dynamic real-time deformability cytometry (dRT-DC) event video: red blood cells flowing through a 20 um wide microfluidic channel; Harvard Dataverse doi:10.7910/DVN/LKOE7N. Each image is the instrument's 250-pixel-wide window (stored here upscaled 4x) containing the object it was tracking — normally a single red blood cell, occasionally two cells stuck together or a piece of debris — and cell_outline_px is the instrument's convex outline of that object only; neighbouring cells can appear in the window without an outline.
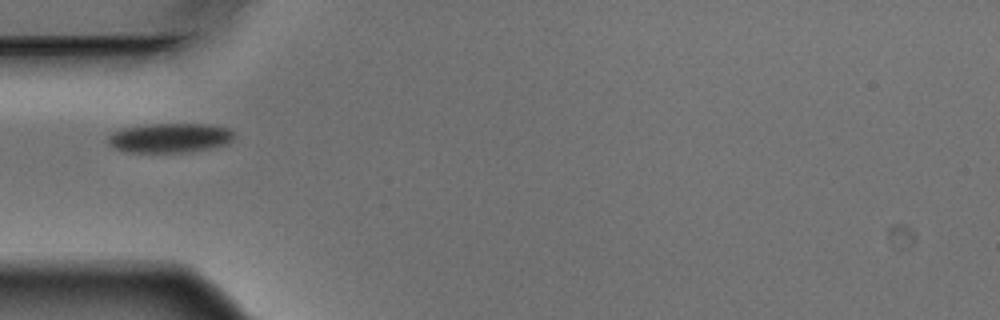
{"species": "Egyptian fruit bat (a non-hibernating species)", "species_latin": "Rousettus aegyptiacus", "temperature_condition": "warm", "stored_images_in_passage": 6, "camera_frame_rate_fps": 3000, "um_per_image_px": 0.085, "animal": {"sex": "male"}, "frame": {"image": 1, "passage_image": 4, "time_ms": 1.0, "image_size_px": [1000, 320], "cell_outline_px": [[236, 136], [228, 144], [192, 152], [128, 152], [116, 148], [108, 144], [108, 136], [112, 132], [124, 128], [144, 124], [208, 124], [228, 128]], "centroid_in_image_um": [14.46, 11.72], "position_along_channel_um": 70.5, "area_um2": 21.79}}
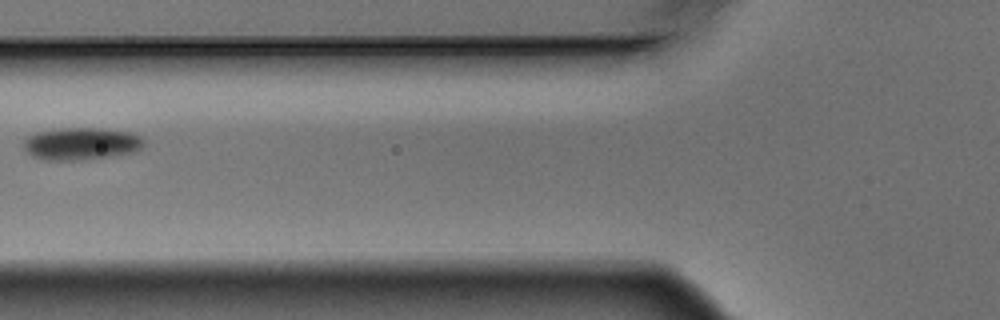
{"frame": {"image": 2, "passage_image": 5, "time_ms": 1.333, "image_size_px": [1000, 320], "cell_outline_px": [[144, 144], [140, 148], [132, 152], [108, 156], [80, 160], [44, 160], [32, 156], [24, 148], [24, 140], [28, 136], [36, 132], [60, 128], [104, 128], [132, 132], [140, 136], [144, 140]], "centroid_in_image_um": [6.89, 12.2], "position_along_channel_um": 118.9, "area_um2": 22.66}}
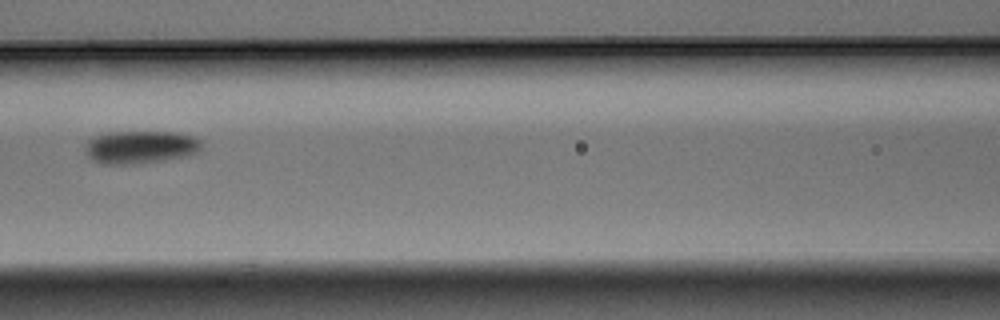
{"frame": {"image": 3, "passage_image": 6, "time_ms": 1.667, "image_size_px": [1000, 320], "cell_outline_px": [[200, 148], [196, 152], [188, 156], [164, 160], [132, 164], [104, 164], [92, 160], [88, 156], [84, 148], [88, 140], [92, 136], [108, 132], [176, 132], [192, 136], [200, 140]], "centroid_in_image_um": [11.89, 12.5], "position_along_channel_um": 154.7, "area_um2": 22.31}}